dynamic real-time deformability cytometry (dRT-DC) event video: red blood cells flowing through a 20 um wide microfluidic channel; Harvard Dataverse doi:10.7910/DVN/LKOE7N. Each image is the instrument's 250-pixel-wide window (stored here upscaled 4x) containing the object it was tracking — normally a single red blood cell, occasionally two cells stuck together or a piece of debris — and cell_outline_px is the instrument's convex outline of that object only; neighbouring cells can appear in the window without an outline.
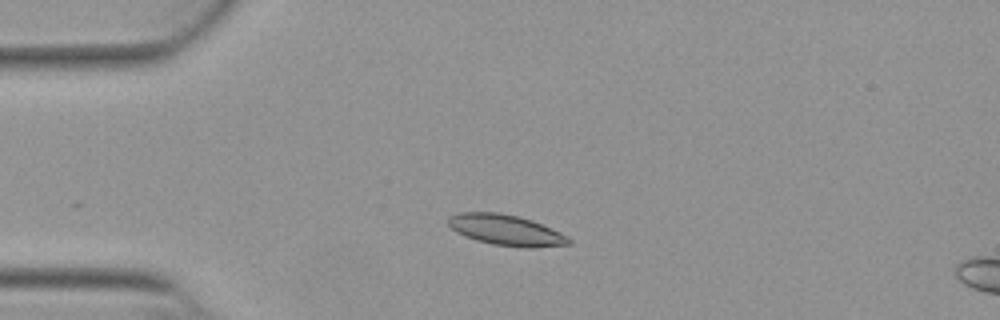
{"species": "Egyptian fruit bat (a non-hibernating species)", "species_latin": "Rousettus aegyptiacus", "temperature_condition": "warm", "stored_images_in_passage": 14, "camera_frame_rate_fps": 3000, "um_per_image_px": 0.085, "animal": {"sex": "female"}, "frame": {"image": 1, "passage_image": 10, "time_ms": 3.0, "image_size_px": [1000, 320], "cell_outline_px": [[572, 244], [532, 248], [528, 248], [492, 244], [476, 240], [464, 236], [456, 232], [448, 224], [448, 216], [460, 212], [500, 212], [532, 220], [560, 232], [568, 236], [572, 240]], "centroid_in_image_um": [43.02, 19.56], "position_along_channel_um": 42.0, "area_um2": 21.68}}